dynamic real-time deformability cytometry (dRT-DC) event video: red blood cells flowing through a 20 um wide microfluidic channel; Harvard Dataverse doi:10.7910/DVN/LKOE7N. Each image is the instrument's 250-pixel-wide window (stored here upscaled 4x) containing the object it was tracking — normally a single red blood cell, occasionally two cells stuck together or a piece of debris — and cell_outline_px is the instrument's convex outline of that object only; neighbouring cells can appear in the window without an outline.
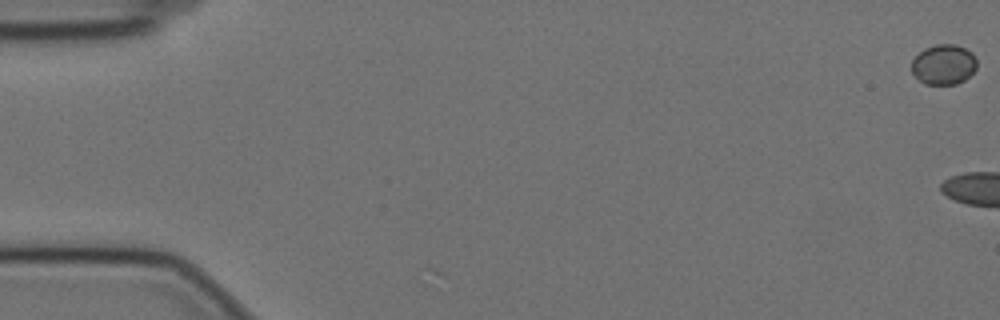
{"species": "Egyptian fruit bat (a non-hibernating species)", "species_latin": "Rousettus aegyptiacus", "temperature_condition": "cold", "stored_images_in_passage": 5, "camera_frame_rate_fps": 3000, "um_per_image_px": 0.085, "animal": {"sex": "female"}, "frame": {"image": 1, "passage_image": 1, "time_ms": 0.0, "image_size_px": [1000, 320], "cell_outline_px": [[976, 68], [964, 80], [956, 84], [924, 84], [912, 72], [912, 60], [924, 48], [936, 44], [956, 44], [972, 52], [976, 60]], "centroid_in_image_um": [80.21, 5.47], "position_along_channel_um": 4.8, "area_um2": 15.14}}